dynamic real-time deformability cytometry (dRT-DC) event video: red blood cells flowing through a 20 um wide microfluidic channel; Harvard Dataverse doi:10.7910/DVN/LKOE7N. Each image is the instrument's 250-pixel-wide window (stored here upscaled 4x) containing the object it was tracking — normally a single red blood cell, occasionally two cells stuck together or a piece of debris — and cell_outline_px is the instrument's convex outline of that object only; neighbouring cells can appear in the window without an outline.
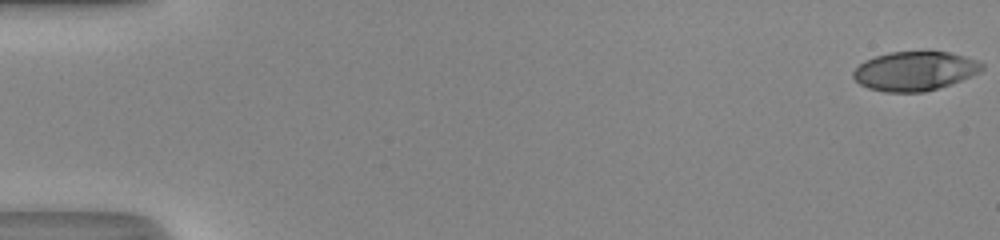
{"species": "human", "species_latin": "Homo sapiens", "temperature_condition": "room temperature", "stored_images_in_passage": 51, "camera_frame_rate_fps": 3000, "um_per_image_px": 0.085, "donor": {"sex": "male"}, "frame": {"image": 1, "passage_image": 1, "time_ms": 0.0, "image_size_px": [1000, 240], "cell_outline_px": [[984, 68], [980, 72], [960, 80], [924, 92], [884, 92], [868, 88], [860, 84], [852, 76], [852, 72], [864, 60], [876, 56], [892, 52], [948, 52], [964, 56], [976, 60], [984, 64]], "centroid_in_image_um": [77.73, 6.04], "position_along_channel_um": 7.3, "area_um2": 29.07}}
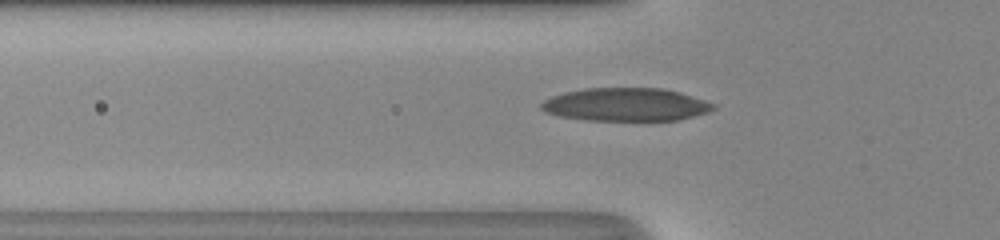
{"frame": {"image": 2, "passage_image": 19, "time_ms": 6.0, "image_size_px": [1000, 240], "cell_outline_px": [[716, 108], [708, 112], [680, 120], [584, 120], [560, 116], [544, 112], [540, 108], [540, 104], [544, 100], [552, 96], [564, 92], [584, 88], [664, 88], [680, 92], [716, 104]], "centroid_in_image_um": [53.19, 8.88], "position_along_channel_um": 72.6, "area_um2": 33.35}}
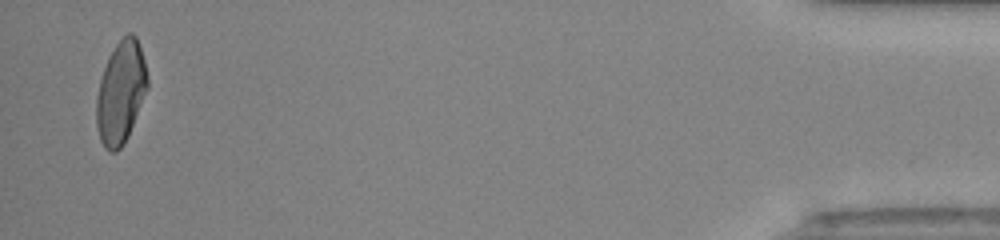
{"frame": {"image": 3, "passage_image": 50, "time_ms": 16.333, "image_size_px": [1000, 240], "cell_outline_px": [[148, 88], [128, 136], [124, 144], [116, 152], [108, 152], [104, 148], [100, 140], [96, 124], [96, 96], [100, 80], [108, 56], [116, 44], [128, 32], [132, 32], [136, 36], [144, 60], [148, 76]], "centroid_in_image_um": [10.26, 7.87], "position_along_channel_um": 424.9, "area_um2": 30.58}, "authors_computed_cell_mechanics": {"area_um2": 31.4432, "velocity_mm_per_s": 4.2402, "shape_relaxation_time_tau1_ms": 8.8023, "shape_relaxation_time_tau2_ms": 1.3306, "deformation_change_tau1": 0.2545, "deformation_change_tau2": 0.0787}}